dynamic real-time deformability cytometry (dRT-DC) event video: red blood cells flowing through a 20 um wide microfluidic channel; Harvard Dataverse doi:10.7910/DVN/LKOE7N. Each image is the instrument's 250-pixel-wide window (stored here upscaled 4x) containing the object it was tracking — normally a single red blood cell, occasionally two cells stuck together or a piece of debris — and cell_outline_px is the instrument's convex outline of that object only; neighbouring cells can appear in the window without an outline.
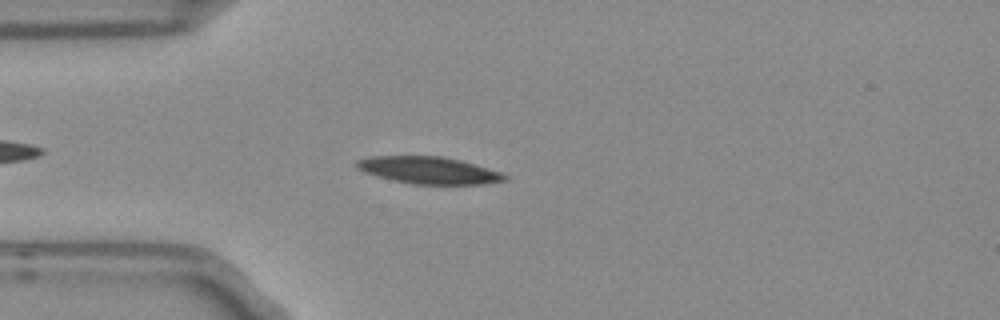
{"species": "Egyptian fruit bat (a non-hibernating species)", "species_latin": "Rousettus aegyptiacus", "temperature_condition": "room temperature", "stored_images_in_passage": 47, "camera_frame_rate_fps": 3000, "um_per_image_px": 0.085, "frame": {"image": 1, "passage_image": 7, "time_ms": 2.0, "image_size_px": [1000, 320], "cell_outline_px": [[508, 180], [480, 184], [412, 184], [364, 172], [356, 168], [352, 164], [356, 160], [368, 156], [444, 156], [460, 160], [500, 172], [508, 176]], "centroid_in_image_um": [36.4, 14.46], "position_along_channel_um": 48.6, "area_um2": 23.24}}
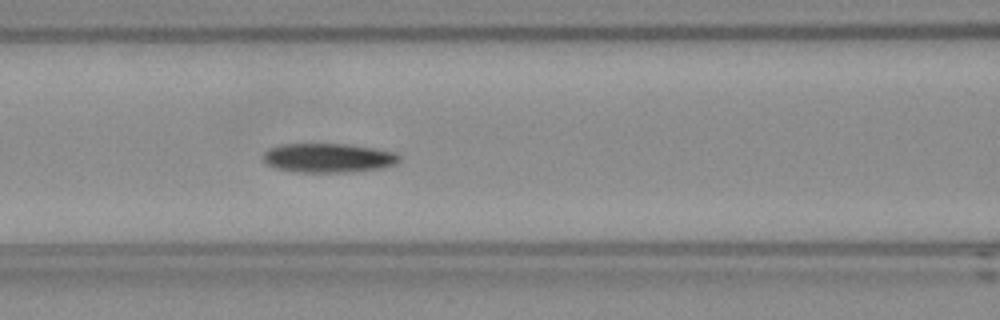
{"frame": {"image": 2, "passage_image": 15, "time_ms": 4.667, "image_size_px": [1000, 320], "cell_outline_px": [[400, 160], [396, 164], [384, 168], [352, 172], [296, 172], [276, 168], [268, 164], [264, 160], [264, 152], [268, 148], [280, 144], [348, 144], [376, 148], [396, 152], [400, 156]], "centroid_in_image_um": [27.95, 13.42], "position_along_channel_um": 138.6, "area_um2": 23.41}}
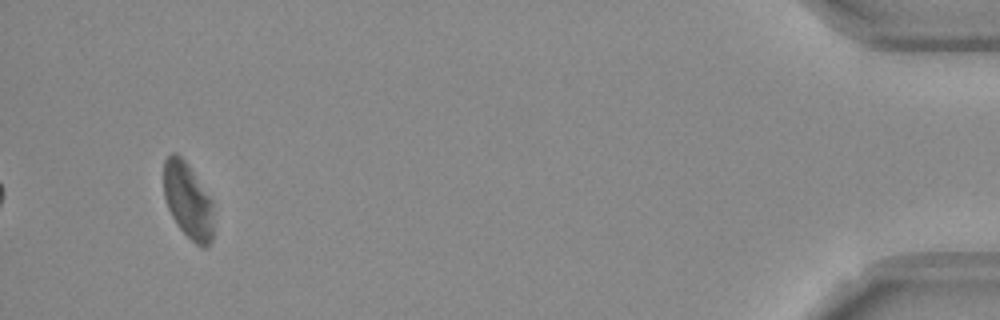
{"frame": {"image": 3, "passage_image": 44, "time_ms": 14.333, "image_size_px": [1000, 320], "cell_outline_px": [[212, 240], [204, 248], [196, 244], [176, 224], [168, 208], [164, 196], [164, 160], [172, 152], [176, 152], [184, 160], [212, 200]], "centroid_in_image_um": [15.95, 17.05], "position_along_channel_um": 419.2, "area_um2": 21.62}, "authors_computed_cell_mechanics": {"area_um2": 23.3512, "velocity_mm_per_s": 3.7355, "shape_relaxation_time_tau1_ms": 4.3732, "shape_relaxation_time_tau2_ms": null, "deformation_change_tau1": 0.1301, "deformation_change_tau2": null}}